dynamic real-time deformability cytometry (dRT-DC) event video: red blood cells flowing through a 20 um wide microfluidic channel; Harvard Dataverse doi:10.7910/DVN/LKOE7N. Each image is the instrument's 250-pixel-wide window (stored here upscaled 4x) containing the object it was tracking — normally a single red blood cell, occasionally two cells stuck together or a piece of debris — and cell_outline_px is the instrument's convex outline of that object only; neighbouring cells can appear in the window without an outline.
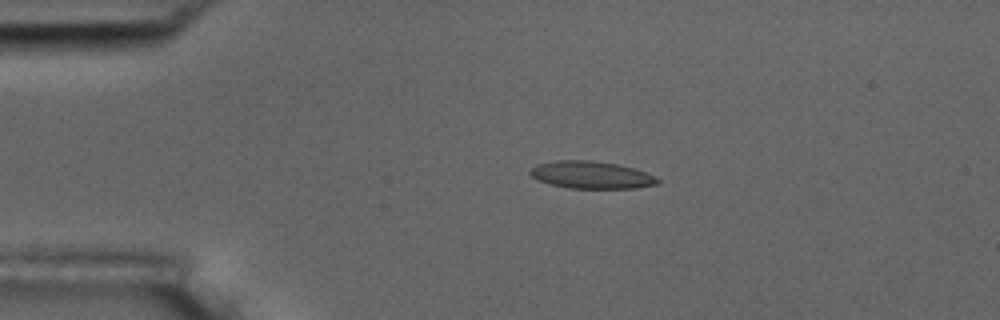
{"species": "common noctule bat (a hibernating species)", "species_latin": "Nyctalus noctula", "temperature_condition": "room temperature", "stored_images_in_passage": 7, "camera_frame_rate_fps": 3000, "um_per_image_px": 0.085, "animal": {"sex": "male", "body_mass_g": 17.5, "forearm_length_mm": 52.3}, "frame": {"image": 1, "passage_image": 4, "time_ms": 3.667, "image_size_px": [1000, 320], "cell_outline_px": [[660, 184], [636, 188], [568, 188], [552, 184], [540, 180], [532, 176], [528, 172], [536, 164], [556, 160], [592, 160], [616, 164], [632, 168], [644, 172], [660, 180]], "centroid_in_image_um": [50.25, 14.86], "position_along_channel_um": 34.7, "area_um2": 20.11}}
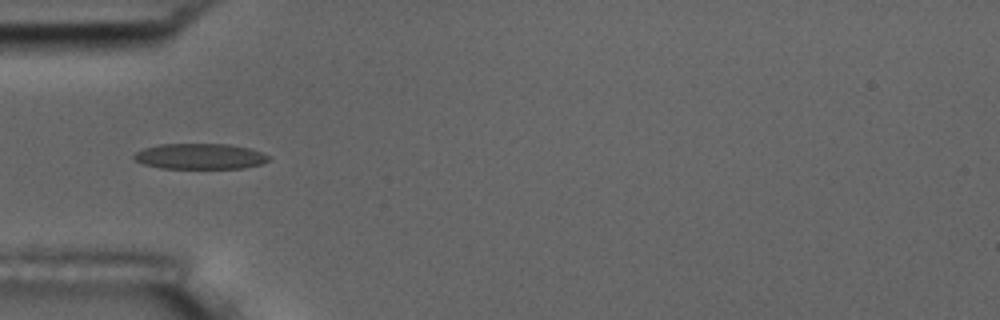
{"frame": {"image": 2, "passage_image": 5, "time_ms": 5.667, "image_size_px": [1000, 320], "cell_outline_px": [[272, 160], [264, 164], [244, 168], [160, 168], [144, 164], [136, 160], [132, 156], [136, 152], [144, 148], [160, 144], [228, 144], [252, 148], [268, 156]], "centroid_in_image_um": [17.05, 13.29], "position_along_channel_um": 68.0, "area_um2": 20.23}}